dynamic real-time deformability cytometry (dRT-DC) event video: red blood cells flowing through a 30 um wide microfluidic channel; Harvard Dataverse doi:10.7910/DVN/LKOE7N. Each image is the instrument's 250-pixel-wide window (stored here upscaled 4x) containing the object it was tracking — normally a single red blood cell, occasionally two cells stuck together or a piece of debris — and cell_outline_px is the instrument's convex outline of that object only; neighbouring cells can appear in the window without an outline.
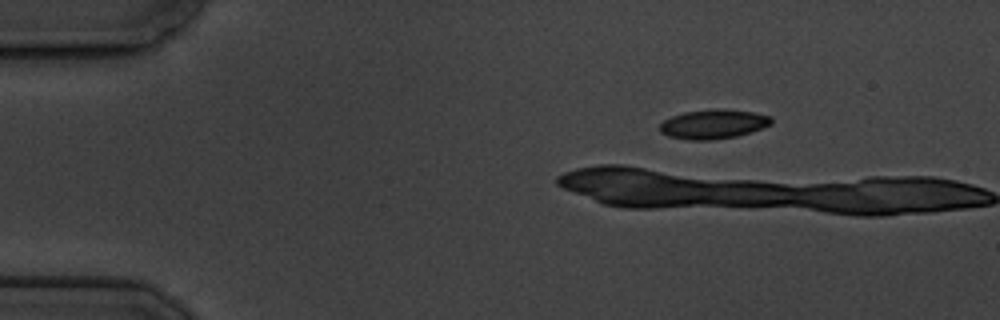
{"species": "common noctule bat (a hibernating species)", "species_latin": "Nyctalus noctula", "temperature_condition": "cold", "stored_images_in_passage": 7, "camera_frame_rate_fps": 3000, "um_per_image_px": 0.085, "animal": {"sex": "male", "body_mass_g": 19.5, "forearm_length_mm": 54.6}, "frame": {"image": 1, "passage_image": 1, "time_ms": 0.0, "image_size_px": [1000, 320], "cell_outline_px": [[772, 124], [736, 136], [708, 140], [688, 140], [668, 136], [660, 132], [660, 124], [664, 120], [672, 116], [684, 112], [716, 108], [720, 108], [752, 112], [772, 116]], "centroid_in_image_um": [60.61, 10.54], "position_along_channel_um": 24.4, "area_um2": 18.96}}